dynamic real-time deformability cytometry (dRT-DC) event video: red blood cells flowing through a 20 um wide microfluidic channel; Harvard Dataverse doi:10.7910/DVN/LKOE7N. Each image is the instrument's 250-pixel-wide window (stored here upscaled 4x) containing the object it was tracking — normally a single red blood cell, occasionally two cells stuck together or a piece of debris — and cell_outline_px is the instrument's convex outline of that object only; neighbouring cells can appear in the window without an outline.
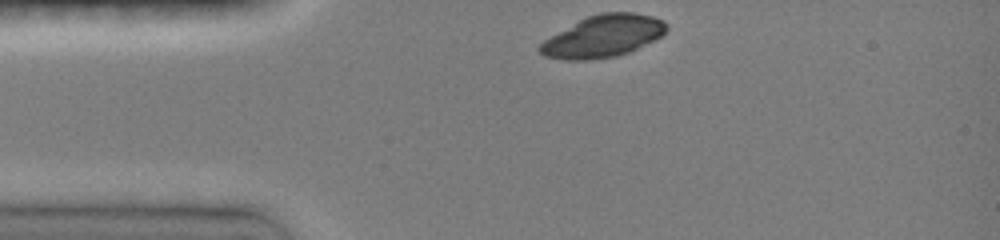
{"species": "common noctule bat (a hibernating species)", "species_latin": "Nyctalus noctula", "temperature_condition": "room temperature", "stored_images_in_passage": 36, "camera_frame_rate_fps": 3000, "um_per_image_px": 0.085, "animal": {"sex": "female", "body_mass_g": 19.0, "forearm_length_mm": 51.5}, "frame": {"image": 1, "passage_image": 1, "time_ms": 0.0, "image_size_px": [1000, 240], "cell_outline_px": [[668, 28], [660, 36], [628, 52], [616, 56], [588, 60], [564, 60], [544, 56], [536, 48], [544, 40], [580, 20], [588, 16], [600, 12], [632, 12], [652, 16], [664, 20], [668, 24]], "centroid_in_image_um": [51.26, 3.08], "position_along_channel_um": 33.7, "area_um2": 30.63}}